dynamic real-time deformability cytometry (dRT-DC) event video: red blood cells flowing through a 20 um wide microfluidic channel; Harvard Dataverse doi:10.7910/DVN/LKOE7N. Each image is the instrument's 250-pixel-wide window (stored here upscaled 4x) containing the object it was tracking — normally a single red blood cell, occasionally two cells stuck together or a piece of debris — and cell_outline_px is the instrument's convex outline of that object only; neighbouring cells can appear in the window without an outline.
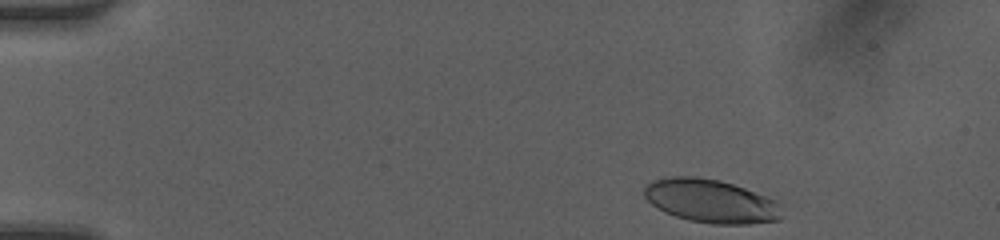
{"species": "human", "species_latin": "Homo sapiens", "temperature_condition": "room temperature", "stored_images_in_passage": 19, "camera_frame_rate_fps": 3000, "um_per_image_px": 0.085, "donor": {"sex": "female"}, "frame": {"image": 1, "passage_image": 1, "time_ms": 0.0, "image_size_px": [1000, 240], "cell_outline_px": [[780, 220], [748, 224], [712, 224], [688, 220], [664, 212], [652, 204], [644, 196], [644, 188], [652, 180], [664, 176], [696, 176], [720, 180], [768, 196], [776, 200], [780, 204]], "centroid_in_image_um": [60.41, 17.08], "position_along_channel_um": 24.6, "area_um2": 35.03}}
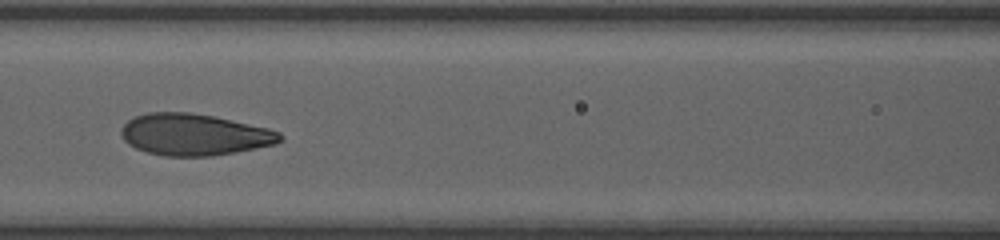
{"frame": {"image": 2, "passage_image": 14, "time_ms": 4.333, "image_size_px": [1000, 240], "cell_outline_px": [[284, 140], [276, 144], [236, 152], [212, 156], [164, 156], [148, 152], [136, 148], [128, 144], [124, 140], [120, 132], [124, 124], [128, 120], [136, 116], [148, 112], [188, 112], [216, 116], [268, 128], [280, 132], [284, 136]], "centroid_in_image_um": [16.54, 11.44], "position_along_channel_um": 150.1, "area_um2": 38.73}}
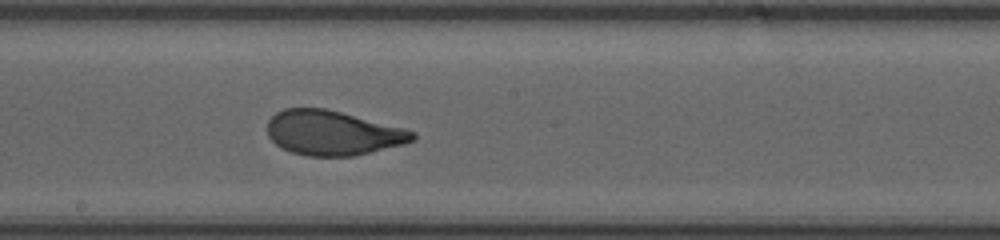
{"frame": {"image": 3, "passage_image": 19, "time_ms": 6.0, "image_size_px": [1000, 240], "cell_outline_px": [[416, 140], [404, 144], [356, 156], [308, 156], [292, 152], [280, 148], [268, 136], [268, 120], [276, 112], [284, 108], [324, 108], [404, 128], [416, 132]], "centroid_in_image_um": [28.28, 11.31], "position_along_channel_um": 219.9, "area_um2": 37.8}}